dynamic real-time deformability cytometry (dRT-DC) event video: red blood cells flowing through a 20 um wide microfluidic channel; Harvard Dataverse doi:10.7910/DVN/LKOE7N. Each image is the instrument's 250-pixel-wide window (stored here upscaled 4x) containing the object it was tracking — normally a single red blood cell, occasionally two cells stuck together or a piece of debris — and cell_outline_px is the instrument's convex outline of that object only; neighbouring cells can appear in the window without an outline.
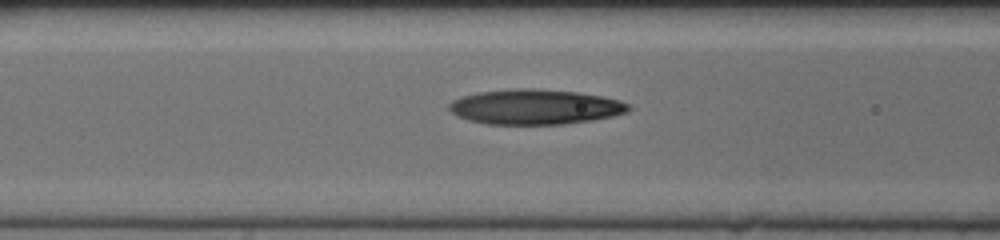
{"species": "human", "species_latin": "Homo sapiens", "temperature_condition": "cold", "stored_images_in_passage": 18, "camera_frame_rate_fps": 3000, "um_per_image_px": 0.085, "donor": {"sex": "female"}, "frame": {"image": 1, "passage_image": 16, "time_ms": 5.0, "image_size_px": [1000, 240], "cell_outline_px": [[632, 108], [628, 112], [612, 116], [592, 120], [564, 124], [488, 124], [468, 120], [456, 116], [448, 108], [448, 104], [452, 100], [460, 96], [480, 92], [516, 88], [532, 88], [576, 92], [604, 96], [620, 100], [628, 104]], "centroid_in_image_um": [45.48, 9.08], "position_along_channel_um": 121.1, "area_um2": 36.82}}